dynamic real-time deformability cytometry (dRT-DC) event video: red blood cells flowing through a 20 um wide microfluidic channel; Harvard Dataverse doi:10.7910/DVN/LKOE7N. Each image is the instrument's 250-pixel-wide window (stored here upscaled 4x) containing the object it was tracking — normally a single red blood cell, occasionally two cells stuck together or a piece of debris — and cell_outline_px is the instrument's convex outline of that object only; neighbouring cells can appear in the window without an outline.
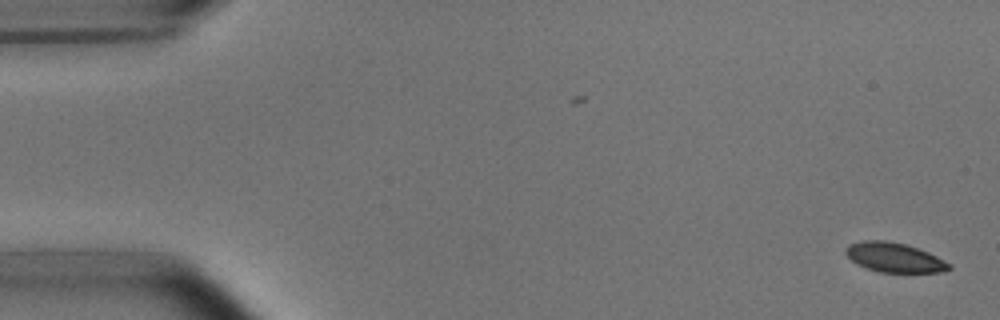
{"species": "common noctule bat (a hibernating species)", "species_latin": "Nyctalus noctula", "temperature_condition": "room temperature", "stored_images_in_passage": 52, "camera_frame_rate_fps": 3000, "um_per_image_px": 0.085, "animal": {"sex": "male", "body_mass_g": 15.6}, "frame": {"image": 1, "passage_image": 1, "time_ms": 0.0, "image_size_px": [1000, 320], "cell_outline_px": [[952, 268], [940, 272], [880, 272], [856, 264], [844, 252], [844, 248], [848, 244], [860, 240], [888, 240], [904, 244], [928, 252], [952, 264]], "centroid_in_image_um": [75.99, 21.87], "position_along_channel_um": 9.0, "area_um2": 17.8}}
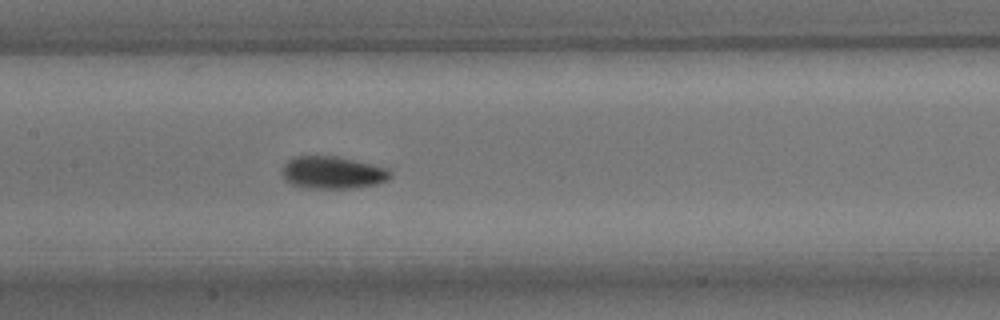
{"frame": {"image": 2, "passage_image": 25, "time_ms": 8.0, "image_size_px": [1000, 320], "cell_outline_px": [[392, 176], [388, 180], [376, 184], [356, 188], [300, 188], [292, 184], [280, 172], [280, 168], [292, 156], [336, 156], [372, 164], [388, 168], [392, 172]], "centroid_in_image_um": [28.27, 14.67], "position_along_channel_um": 179.1, "area_um2": 20.69}}
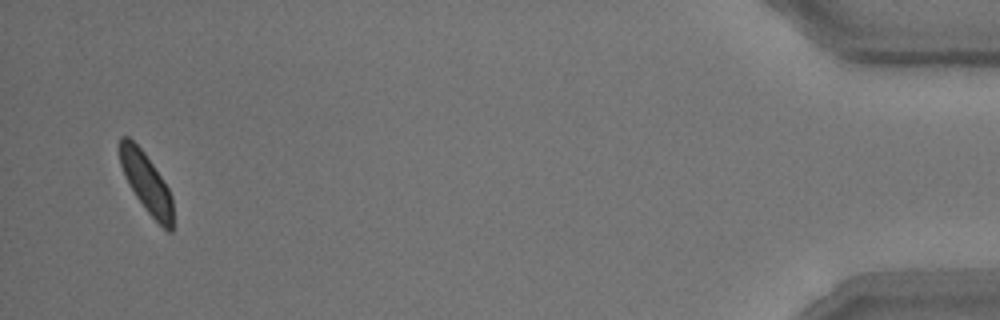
{"frame": {"image": 3, "passage_image": 51, "time_ms": 16.667, "image_size_px": [1000, 320], "cell_outline_px": [[172, 232], [168, 232], [148, 212], [136, 196], [120, 164], [120, 136], [128, 136], [144, 152], [168, 188], [172, 196]], "centroid_in_image_um": [12.45, 15.53], "position_along_channel_um": 422.8, "area_um2": 17.74}, "authors_computed_cell_mechanics": {"area_um2": 19.2185, "velocity_mm_per_s": 3.7608, "shape_relaxation_time_tau1_ms": 2.7221, "shape_relaxation_time_tau2_ms": 5.9447, "deformation_change_tau1": 0.0925, "deformation_change_tau2": 0.0945}}